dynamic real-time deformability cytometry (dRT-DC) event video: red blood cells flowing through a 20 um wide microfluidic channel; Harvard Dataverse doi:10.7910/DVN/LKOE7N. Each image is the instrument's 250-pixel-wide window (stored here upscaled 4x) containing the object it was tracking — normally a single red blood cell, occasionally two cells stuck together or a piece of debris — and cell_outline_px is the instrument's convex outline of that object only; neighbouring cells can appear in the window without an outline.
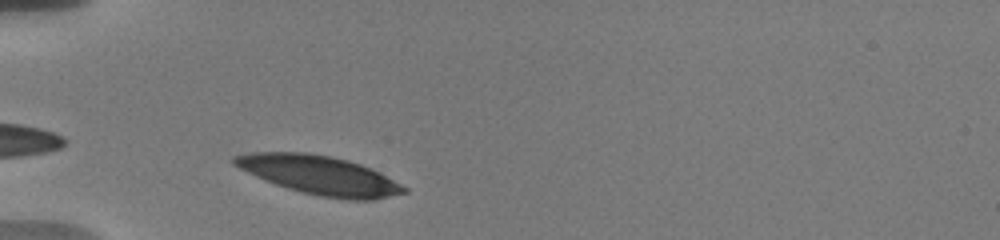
{"species": "human", "species_latin": "Homo sapiens", "temperature_condition": "warm", "stored_images_in_passage": 33, "camera_frame_rate_fps": 3000, "um_per_image_px": 0.085, "donor": {"sex": "male"}, "frame": {"image": 1, "passage_image": 3, "time_ms": 0.667, "image_size_px": [1000, 240], "cell_outline_px": [[408, 192], [372, 200], [348, 200], [320, 196], [288, 188], [276, 184], [256, 176], [232, 164], [232, 156], [252, 152], [308, 152], [332, 156], [348, 160], [360, 164], [380, 172], [408, 188]], "centroid_in_image_um": [27.18, 14.88], "position_along_channel_um": 57.8, "area_um2": 38.26}}
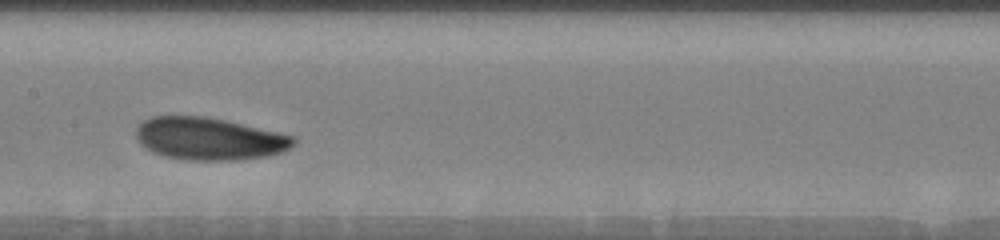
{"frame": {"image": 2, "passage_image": 15, "time_ms": 4.667, "image_size_px": [1000, 240], "cell_outline_px": [[296, 144], [292, 148], [268, 156], [236, 160], [188, 160], [164, 156], [152, 152], [140, 144], [136, 140], [136, 128], [144, 120], [152, 116], [204, 116], [224, 120], [276, 132], [292, 136], [296, 140]], "centroid_in_image_um": [17.75, 11.8], "position_along_channel_um": 189.6, "area_um2": 38.84}}
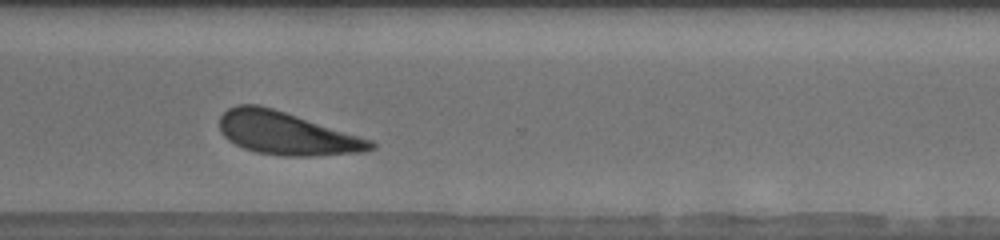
{"frame": {"image": 3, "passage_image": 28, "time_ms": 9.0, "image_size_px": [1000, 240], "cell_outline_px": [[376, 148], [364, 152], [312, 156], [284, 156], [256, 152], [244, 148], [228, 140], [220, 132], [220, 116], [228, 108], [240, 104], [256, 104], [272, 108], [372, 140], [376, 144]], "centroid_in_image_um": [24.35, 11.34], "position_along_channel_um": 346.3, "area_um2": 37.45}, "authors_computed_cell_mechanics": {"area_um2": 38.6104, "velocity_mm_per_s": 3.6176, "shape_relaxation_time_tau1_ms": 2.2854, "shape_relaxation_time_tau2_ms": 9.6519, "deformation_change_tau1": 0.1159, "deformation_change_tau2": 0.2215}}